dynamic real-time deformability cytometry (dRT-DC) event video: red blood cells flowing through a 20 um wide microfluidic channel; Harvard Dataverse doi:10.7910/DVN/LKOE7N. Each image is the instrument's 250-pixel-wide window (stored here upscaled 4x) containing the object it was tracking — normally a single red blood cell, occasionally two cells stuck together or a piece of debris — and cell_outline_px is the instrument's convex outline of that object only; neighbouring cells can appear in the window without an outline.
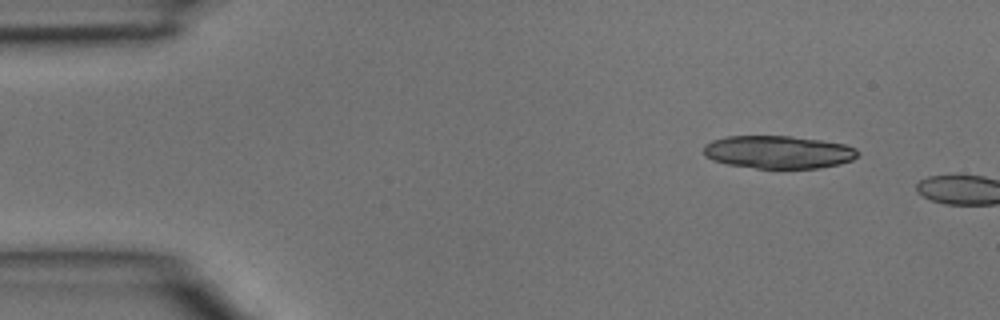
{"species": "common noctule bat (a hibernating species)", "species_latin": "Nyctalus noctula", "temperature_condition": "room temperature", "stored_images_in_passage": 2, "camera_frame_rate_fps": 3000, "um_per_image_px": 0.085, "animal": {"sex": "male", "body_mass_g": 15.6}, "frame": {"image": 1, "passage_image": 1, "time_ms": 0.0, "image_size_px": [1000, 320], "cell_outline_px": [[860, 152], [852, 160], [840, 164], [820, 168], [756, 168], [728, 164], [712, 160], [704, 156], [704, 144], [712, 140], [728, 136], [788, 136], [820, 140], [844, 144], [856, 148]], "centroid_in_image_um": [66.15, 12.93], "position_along_channel_um": 18.8, "area_um2": 29.54}}